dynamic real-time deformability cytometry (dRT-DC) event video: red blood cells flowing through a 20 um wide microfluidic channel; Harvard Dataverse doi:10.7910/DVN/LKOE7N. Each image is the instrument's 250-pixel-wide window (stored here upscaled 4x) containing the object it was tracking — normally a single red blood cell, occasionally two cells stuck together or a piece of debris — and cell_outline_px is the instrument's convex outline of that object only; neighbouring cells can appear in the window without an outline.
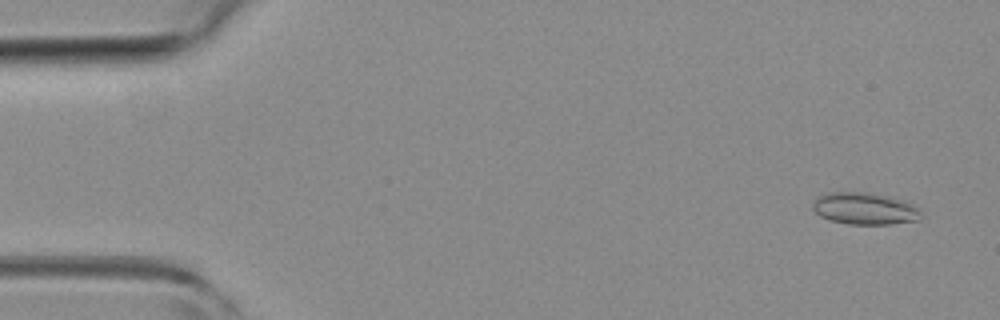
{"species": "common noctule bat (a hibernating species)", "species_latin": "Nyctalus noctula", "temperature_condition": "room temperature", "stored_images_in_passage": 21, "camera_frame_rate_fps": 3000, "um_per_image_px": 0.085, "animal": {"sex": "female", "body_mass_g": 19.3, "forearm_length_mm": 54.1}, "frame": {"image": 1, "passage_image": 2, "time_ms": 0.333, "image_size_px": [1000, 320], "cell_outline_px": [[924, 216], [920, 220], [892, 224], [848, 224], [828, 220], [820, 216], [812, 208], [812, 204], [820, 196], [832, 192], [868, 192], [888, 196], [904, 200], [916, 208]], "centroid_in_image_um": [73.52, 17.74], "position_along_channel_um": 11.5, "area_um2": 20.17}}
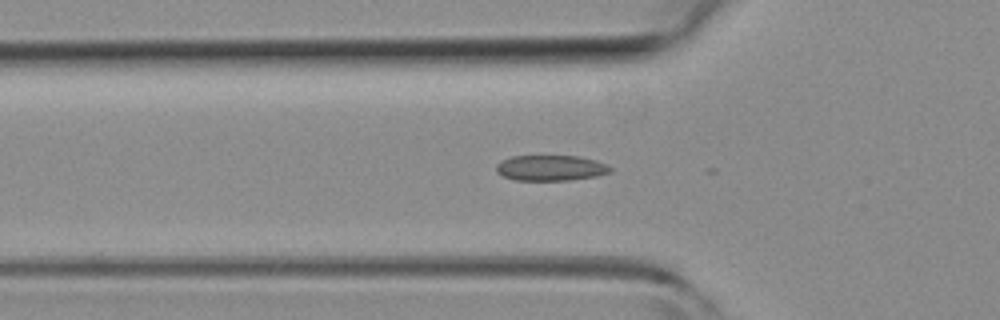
{"frame": {"image": 2, "passage_image": 15, "time_ms": 4.667, "image_size_px": [1000, 320], "cell_outline_px": [[612, 172], [596, 176], [572, 180], [516, 180], [504, 176], [496, 172], [496, 164], [500, 160], [512, 156], [580, 156], [596, 160], [608, 164], [612, 168]], "centroid_in_image_um": [46.83, 14.27], "position_along_channel_um": 79.0, "area_um2": 17.17}}
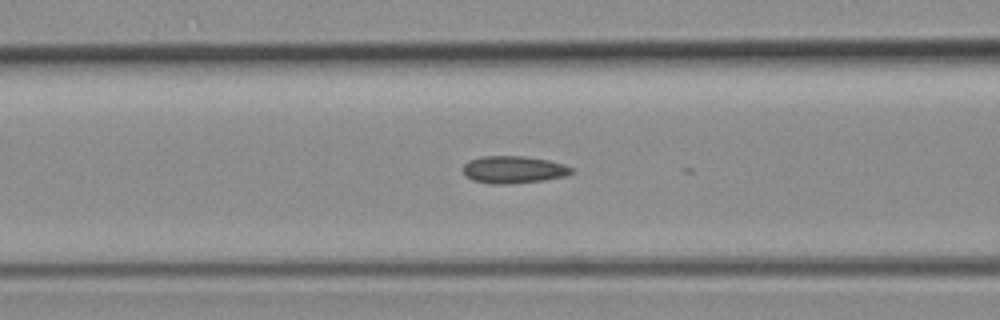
{"frame": {"image": 3, "passage_image": 18, "time_ms": 5.667, "image_size_px": [1000, 320], "cell_outline_px": [[576, 172], [568, 176], [544, 180], [512, 184], [496, 184], [472, 180], [464, 172], [464, 164], [472, 160], [484, 156], [524, 156], [548, 160], [564, 164], [572, 168]], "centroid_in_image_um": [43.74, 14.42], "position_along_channel_um": 122.9, "area_um2": 17.22}}